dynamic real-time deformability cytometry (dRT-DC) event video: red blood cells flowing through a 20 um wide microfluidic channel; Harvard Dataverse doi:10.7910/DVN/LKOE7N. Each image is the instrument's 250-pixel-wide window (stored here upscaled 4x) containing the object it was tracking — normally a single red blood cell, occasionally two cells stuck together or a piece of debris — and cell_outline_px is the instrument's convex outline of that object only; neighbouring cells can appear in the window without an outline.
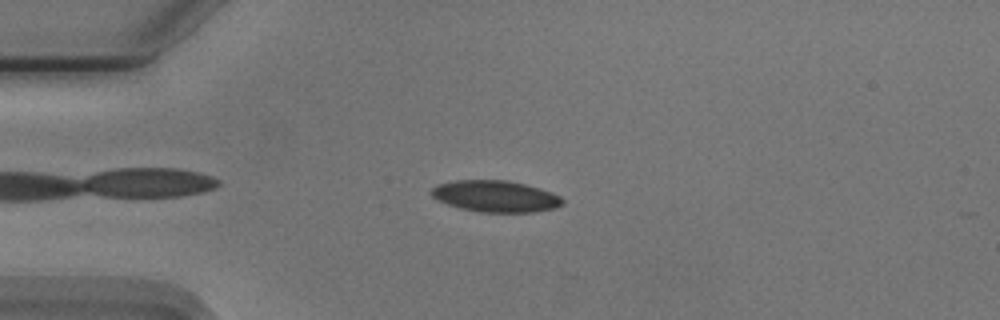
{"species": "Egyptian fruit bat (a non-hibernating species)", "species_latin": "Rousettus aegyptiacus", "temperature_condition": "cold", "stored_images_in_passage": 39, "camera_frame_rate_fps": 3000, "um_per_image_px": 0.085, "animal": {"sex": "male"}, "frame": {"image": 1, "passage_image": 7, "time_ms": 2.0, "image_size_px": [1000, 320], "cell_outline_px": [[564, 204], [556, 208], [536, 212], [476, 212], [460, 208], [448, 204], [432, 196], [432, 188], [436, 184], [456, 180], [504, 180], [524, 184], [552, 192], [560, 196], [564, 200]], "centroid_in_image_um": [42.15, 16.69], "position_along_channel_um": 42.9, "area_um2": 24.04}}
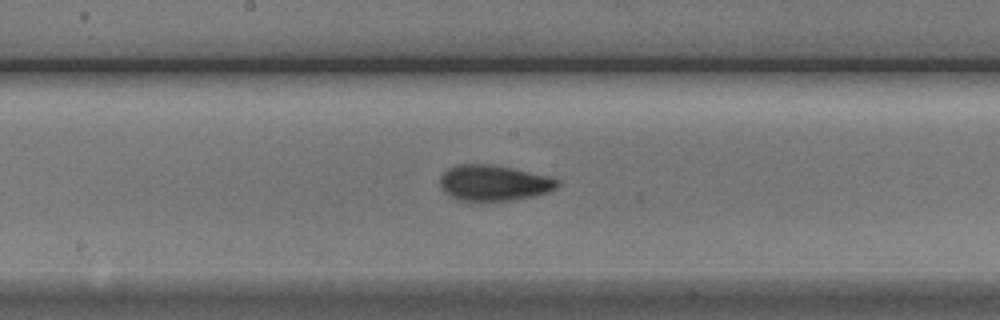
{"frame": {"image": 2, "passage_image": 22, "time_ms": 7.0, "image_size_px": [1000, 320], "cell_outline_px": [[560, 184], [556, 188], [548, 192], [532, 196], [512, 200], [456, 200], [448, 196], [440, 188], [440, 176], [448, 168], [456, 164], [492, 164], [512, 168], [548, 176], [560, 180]], "centroid_in_image_um": [41.94, 15.54], "position_along_channel_um": 206.3, "area_um2": 24.51}}
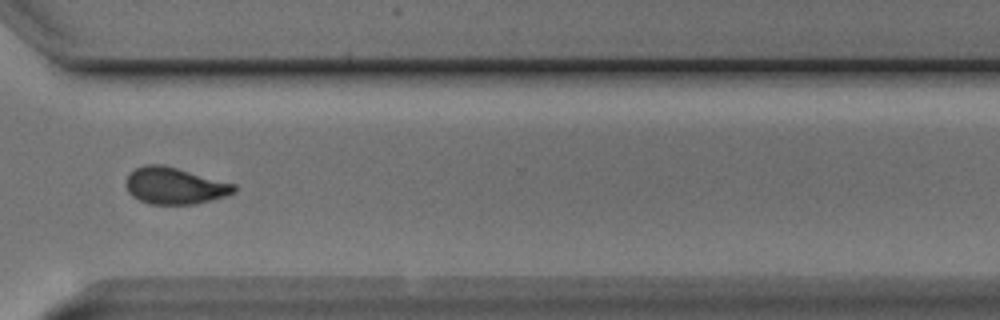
{"frame": {"image": 3, "passage_image": 34, "time_ms": 11.0, "image_size_px": [1000, 320], "cell_outline_px": [[236, 192], [224, 196], [196, 204], [152, 204], [140, 200], [132, 196], [128, 192], [124, 184], [128, 176], [136, 168], [144, 164], [160, 164], [176, 168], [236, 184]], "centroid_in_image_um": [14.83, 15.79], "position_along_channel_um": 355.8, "area_um2": 22.95}, "authors_computed_cell_mechanics": {"area_um2": 23.9292, "velocity_mm_per_s": 3.7383, "shape_relaxation_time_tau1_ms": 3.7052, "shape_relaxation_time_tau2_ms": 1.8425, "deformation_change_tau1": 0.1165, "deformation_change_tau2": 0.0565}}